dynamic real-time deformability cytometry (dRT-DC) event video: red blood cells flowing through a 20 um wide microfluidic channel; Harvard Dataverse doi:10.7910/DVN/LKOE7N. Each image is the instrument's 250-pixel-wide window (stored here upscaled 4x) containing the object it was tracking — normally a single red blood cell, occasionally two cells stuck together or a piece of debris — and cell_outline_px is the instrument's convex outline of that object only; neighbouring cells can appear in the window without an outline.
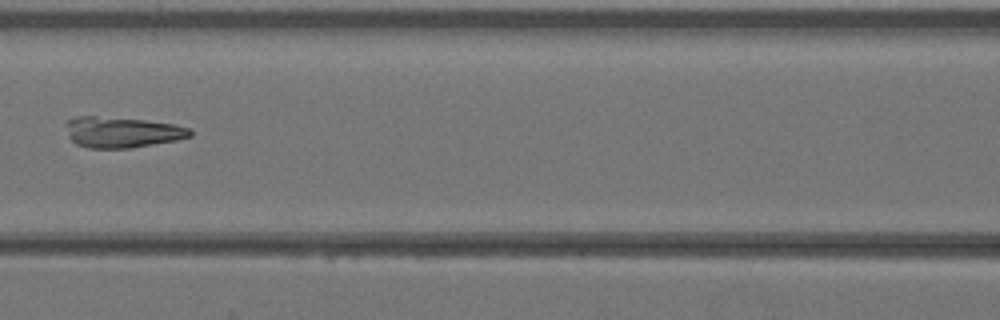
{"species": "Egyptian fruit bat (a non-hibernating species)", "species_latin": "Rousettus aegyptiacus", "temperature_condition": "warm", "stored_images_in_passage": 43, "camera_frame_rate_fps": 3000, "um_per_image_px": 0.085, "animal": {"sex": "female"}, "frame": {"image": 1, "passage_image": 21, "time_ms": 6.667, "image_size_px": [1000, 320], "cell_outline_px": [[192, 136], [176, 140], [128, 148], [88, 148], [76, 144], [68, 136], [64, 124], [68, 120], [76, 116], [96, 116], [144, 120], [176, 124], [192, 128]], "centroid_in_image_um": [10.36, 11.23], "position_along_channel_um": 156.2, "area_um2": 22.37}}
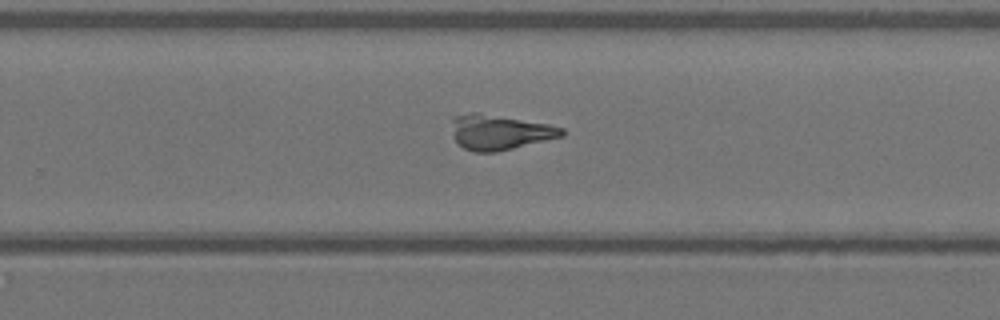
{"frame": {"image": 2, "passage_image": 29, "time_ms": 9.333, "image_size_px": [1000, 320], "cell_outline_px": [[564, 136], [496, 152], [472, 152], [464, 148], [452, 136], [452, 120], [456, 116], [472, 112], [476, 112], [548, 124], [564, 128]], "centroid_in_image_um": [42.46, 11.24], "position_along_channel_um": 287.3, "area_um2": 22.31}}
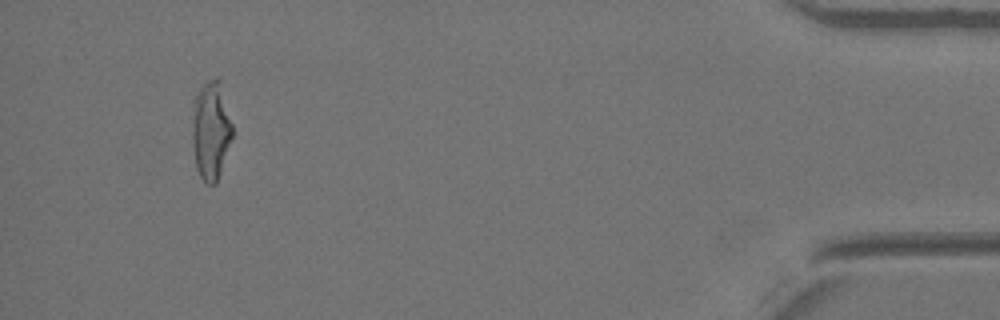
{"frame": {"image": 3, "passage_image": 41, "time_ms": 13.333, "image_size_px": [1000, 320], "cell_outline_px": [[232, 136], [216, 184], [204, 184], [196, 168], [192, 148], [192, 100], [200, 88], [208, 80], [216, 76], [220, 80], [232, 124]], "centroid_in_image_um": [17.89, 11.07], "position_along_channel_um": 417.3, "area_um2": 23.29}}